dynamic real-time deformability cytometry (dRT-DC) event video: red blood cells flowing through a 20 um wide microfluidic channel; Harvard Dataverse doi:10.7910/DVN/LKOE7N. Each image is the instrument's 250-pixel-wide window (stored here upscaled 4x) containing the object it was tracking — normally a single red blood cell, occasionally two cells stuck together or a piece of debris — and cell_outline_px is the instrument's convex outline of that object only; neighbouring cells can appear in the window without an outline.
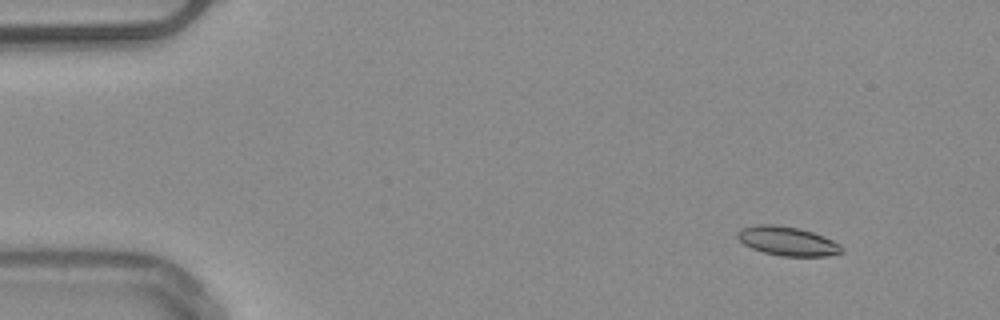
{"species": "common noctule bat (a hibernating species)", "species_latin": "Nyctalus noctula", "temperature_condition": "warm", "stored_images_in_passage": 8, "camera_frame_rate_fps": 3000, "um_per_image_px": 0.085, "animal": {"sex": "male", "body_mass_g": 20.4}, "frame": {"image": 1, "passage_image": 1, "time_ms": 0.0, "image_size_px": [1000, 320], "cell_outline_px": [[844, 252], [828, 256], [780, 256], [764, 252], [752, 248], [744, 244], [736, 236], [736, 232], [740, 228], [756, 224], [776, 224], [800, 228], [824, 236], [840, 244], [844, 248]], "centroid_in_image_um": [66.94, 20.48], "position_along_channel_um": 18.1, "area_um2": 17.86}}
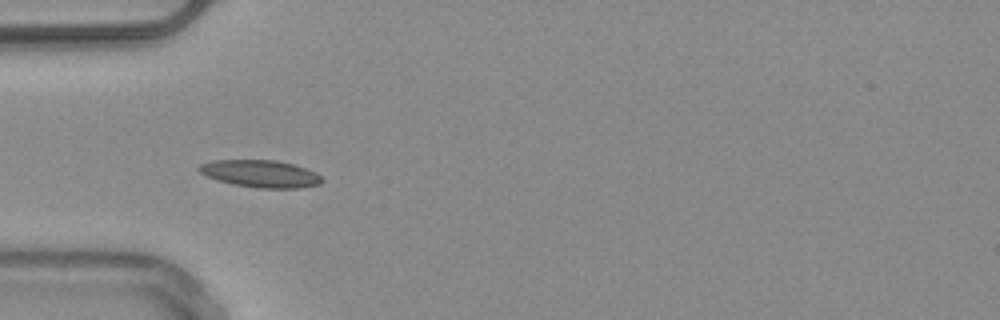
{"frame": {"image": 2, "passage_image": 4, "time_ms": 3.667, "image_size_px": [1000, 320], "cell_outline_px": [[324, 180], [320, 184], [296, 188], [260, 188], [236, 184], [220, 180], [208, 176], [200, 172], [196, 168], [200, 164], [212, 160], [276, 160], [292, 164], [316, 172]], "centroid_in_image_um": [22.15, 14.75], "position_along_channel_um": 62.8, "area_um2": 19.25}}
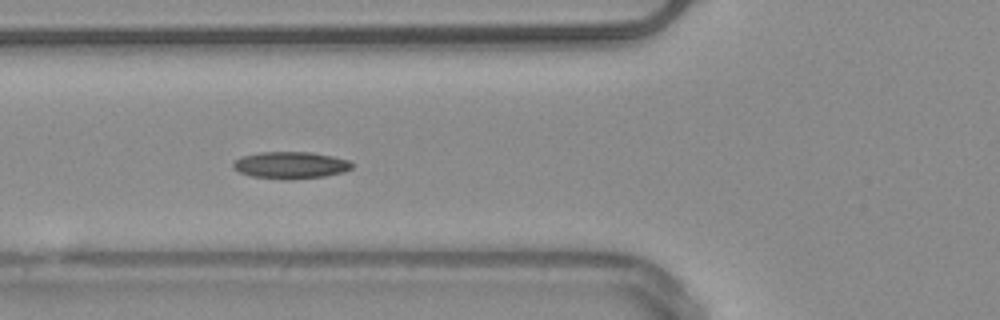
{"frame": {"image": 3, "passage_image": 5, "time_ms": 4.667, "image_size_px": [1000, 320], "cell_outline_px": [[352, 168], [344, 172], [324, 176], [288, 180], [252, 176], [240, 172], [232, 168], [232, 164], [240, 156], [260, 152], [312, 152], [332, 156], [348, 160], [352, 164]], "centroid_in_image_um": [24.68, 14.03], "position_along_channel_um": 101.1, "area_um2": 18.67}}